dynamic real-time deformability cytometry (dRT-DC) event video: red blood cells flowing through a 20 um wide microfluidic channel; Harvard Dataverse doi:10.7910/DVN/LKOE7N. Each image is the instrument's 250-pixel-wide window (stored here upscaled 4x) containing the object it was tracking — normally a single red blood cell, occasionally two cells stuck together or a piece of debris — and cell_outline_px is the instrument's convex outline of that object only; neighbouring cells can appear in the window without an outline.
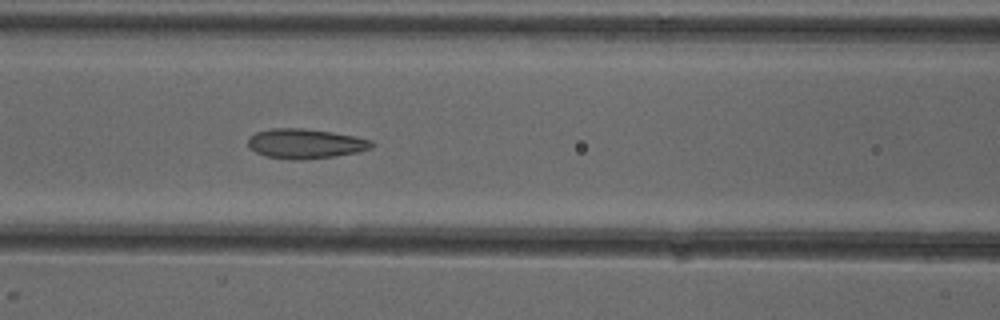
{"species": "common noctule bat (a hibernating species)", "species_latin": "Nyctalus noctula", "temperature_condition": "cold", "stored_images_in_passage": 6, "camera_frame_rate_fps": 3000, "um_per_image_px": 0.085, "animal": {"sex": "female"}, "frame": {"image": 1, "passage_image": 6, "time_ms": 7.0, "image_size_px": [1000, 320], "cell_outline_px": [[376, 144], [372, 148], [360, 152], [336, 156], [300, 160], [292, 160], [264, 156], [248, 148], [248, 140], [256, 132], [272, 128], [300, 128], [332, 132], [372, 140]], "centroid_in_image_um": [25.97, 12.22], "position_along_channel_um": 140.6, "area_um2": 21.56}}